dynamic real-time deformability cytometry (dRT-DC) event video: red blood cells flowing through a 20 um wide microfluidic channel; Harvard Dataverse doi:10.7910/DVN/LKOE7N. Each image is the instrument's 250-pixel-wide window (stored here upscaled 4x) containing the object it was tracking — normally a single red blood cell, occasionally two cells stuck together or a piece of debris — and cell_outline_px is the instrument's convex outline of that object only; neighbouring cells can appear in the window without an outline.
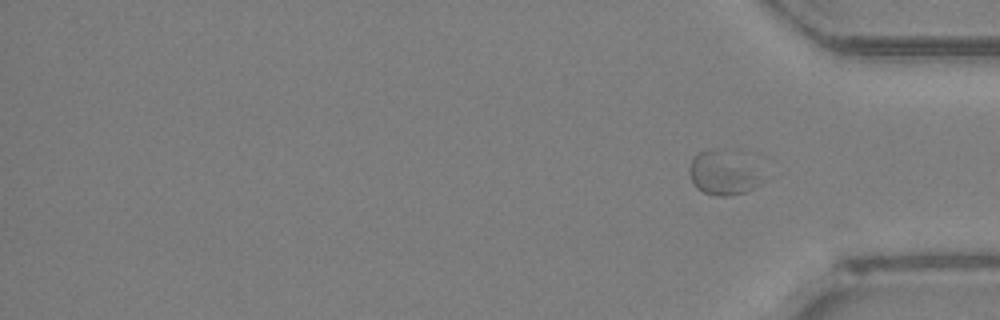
{"species": "Egyptian fruit bat (a non-hibernating species)", "species_latin": "Rousettus aegyptiacus", "temperature_condition": "room temperature", "stored_images_in_passage": 35, "segment_of_instrument_passage": [2, 2], "camera_frame_rate_fps": 3000, "um_per_image_px": 0.085, "animal": {"sex": "female"}, "frame": {"image": 1, "passage_image": 35, "time_ms": 11.333, "image_size_px": [1000, 320], "cell_outline_px": [[764, 180], [752, 188], [744, 192], [732, 196], [716, 196], [704, 192], [696, 188], [688, 172], [688, 168], [692, 160], [700, 152], [716, 152], [744, 168]], "centroid_in_image_um": [61.25, 14.91], "position_along_channel_um": 374.0, "area_um2": 15.78}}